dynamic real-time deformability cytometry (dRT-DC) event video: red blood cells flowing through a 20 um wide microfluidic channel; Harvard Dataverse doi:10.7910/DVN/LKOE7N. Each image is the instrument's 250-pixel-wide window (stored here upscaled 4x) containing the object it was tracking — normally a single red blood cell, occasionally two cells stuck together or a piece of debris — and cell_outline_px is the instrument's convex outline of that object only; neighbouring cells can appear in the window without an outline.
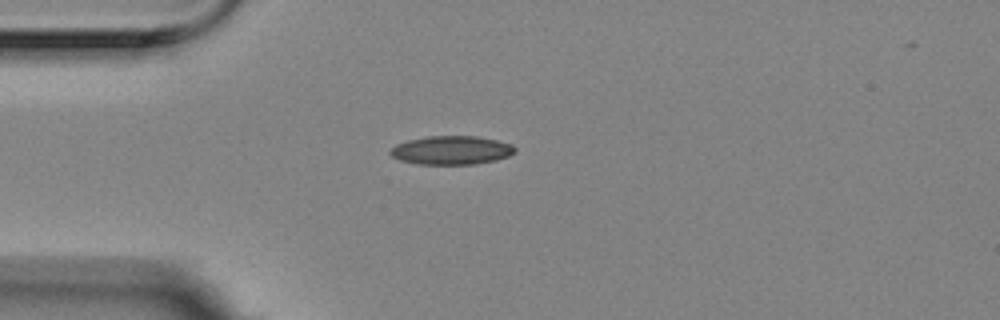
{"species": "Egyptian fruit bat (a non-hibernating species)", "species_latin": "Rousettus aegyptiacus", "temperature_condition": "room temperature", "stored_images_in_passage": 5, "camera_frame_rate_fps": 3000, "um_per_image_px": 0.085, "animal": {"sex": "female"}, "frame": {"image": 1, "passage_image": 5, "time_ms": 1.333, "image_size_px": [1000, 320], "cell_outline_px": [[516, 152], [508, 156], [496, 160], [476, 164], [416, 164], [400, 160], [392, 156], [388, 152], [396, 144], [408, 140], [428, 136], [476, 136], [496, 140], [512, 144], [516, 148]], "centroid_in_image_um": [38.38, 12.77], "position_along_channel_um": 46.6, "area_um2": 20.87}}